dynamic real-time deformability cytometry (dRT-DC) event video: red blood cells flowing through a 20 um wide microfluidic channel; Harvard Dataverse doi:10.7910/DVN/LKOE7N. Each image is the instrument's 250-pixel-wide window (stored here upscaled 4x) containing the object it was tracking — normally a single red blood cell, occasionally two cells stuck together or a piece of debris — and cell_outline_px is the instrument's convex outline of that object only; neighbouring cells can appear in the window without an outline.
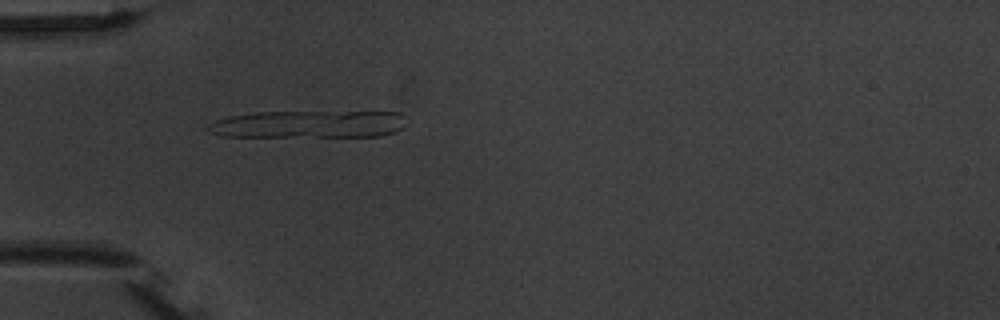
{"species": "common noctule bat (a hibernating species)", "species_latin": "Nyctalus noctula", "temperature_condition": "warm", "stored_images_in_passage": 5, "camera_frame_rate_fps": 3000, "um_per_image_px": 0.085, "animal": {"sex": "male", "body_mass_g": 20.1, "forearm_length_mm": 53.5}, "frame": {"image": 1, "passage_image": 5, "time_ms": 5.333, "image_size_px": [1000, 320], "cell_outline_px": [[408, 124], [404, 128], [396, 132], [380, 136], [220, 136], [208, 132], [204, 128], [204, 124], [228, 116], [252, 112], [400, 112], [404, 116]], "centroid_in_image_um": [26.21, 10.56], "position_along_channel_um": 58.8, "area_um2": 32.14}}